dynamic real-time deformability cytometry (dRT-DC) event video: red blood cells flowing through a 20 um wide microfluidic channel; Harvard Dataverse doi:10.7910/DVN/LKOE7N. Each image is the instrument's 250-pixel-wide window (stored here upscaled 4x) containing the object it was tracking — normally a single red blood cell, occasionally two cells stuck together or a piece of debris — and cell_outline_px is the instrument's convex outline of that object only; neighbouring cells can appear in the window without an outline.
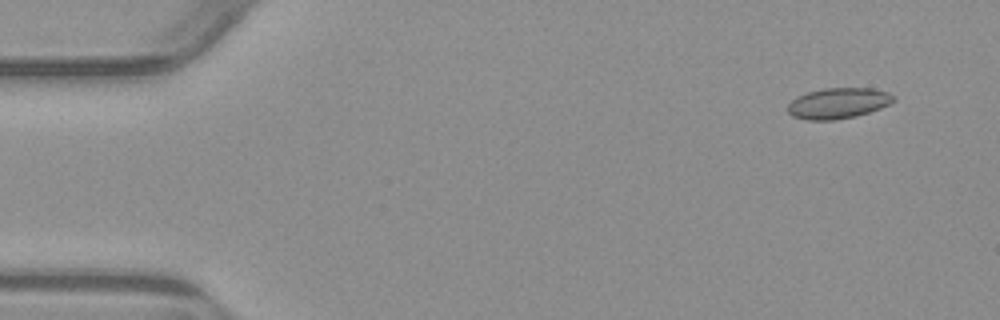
{"species": "common noctule bat (a hibernating species)", "species_latin": "Nyctalus noctula", "temperature_condition": "warm", "stored_images_in_passage": 4, "camera_frame_rate_fps": 3000, "um_per_image_px": 0.085, "animal": {"sex": "male", "body_mass_g": 23.1, "forearm_length_mm": 52.7}, "frame": {"image": 1, "passage_image": 1, "time_ms": 0.0, "image_size_px": [1000, 320], "cell_outline_px": [[896, 100], [880, 108], [856, 116], [836, 120], [808, 120], [792, 116], [788, 112], [788, 104], [796, 96], [808, 92], [824, 88], [872, 88], [888, 92], [896, 96]], "centroid_in_image_um": [71.25, 8.77], "position_along_channel_um": 13.8, "area_um2": 19.02}}
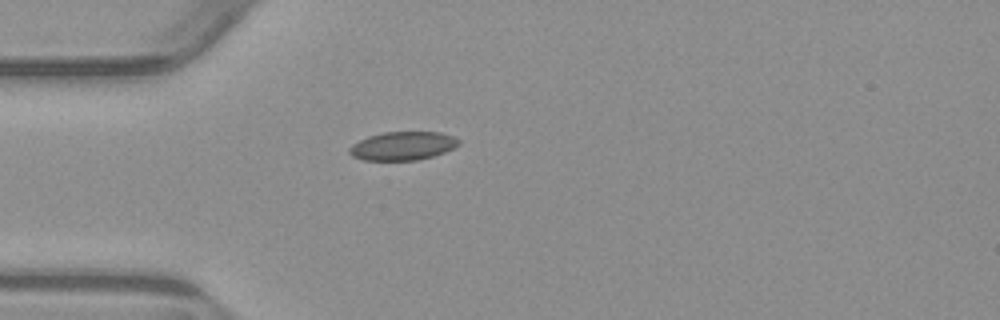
{"frame": {"image": 2, "passage_image": 4, "time_ms": 3.667, "image_size_px": [1000, 320], "cell_outline_px": [[460, 144], [444, 152], [432, 156], [416, 160], [364, 160], [352, 156], [348, 152], [348, 148], [352, 144], [368, 136], [384, 132], [440, 132], [452, 136], [460, 140]], "centroid_in_image_um": [34.21, 12.4], "position_along_channel_um": 50.8, "area_um2": 18.09}}